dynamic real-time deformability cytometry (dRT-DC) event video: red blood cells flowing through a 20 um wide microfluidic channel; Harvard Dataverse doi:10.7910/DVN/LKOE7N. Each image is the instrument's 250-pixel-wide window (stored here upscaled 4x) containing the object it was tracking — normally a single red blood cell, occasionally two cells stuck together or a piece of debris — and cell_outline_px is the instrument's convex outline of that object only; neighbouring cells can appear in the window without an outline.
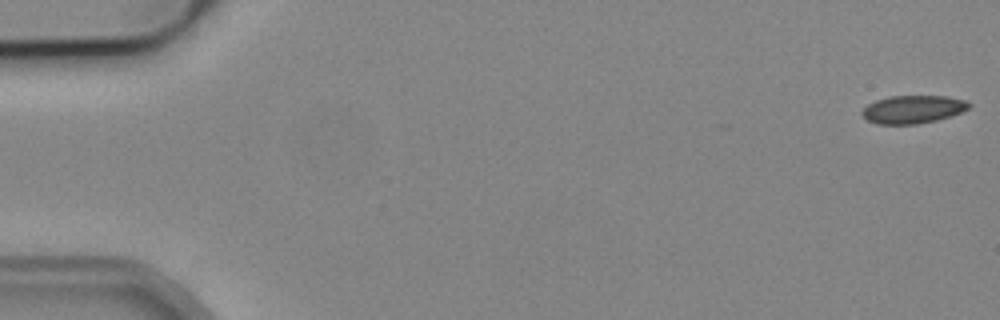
{"species": "common noctule bat (a hibernating species)", "species_latin": "Nyctalus noctula", "temperature_condition": "cold", "stored_images_in_passage": 10, "camera_frame_rate_fps": 3000, "um_per_image_px": 0.085, "animal": {"sex": "male", "body_mass_g": 19.2, "forearm_length_mm": 51.8}, "frame": {"image": 1, "passage_image": 1, "time_ms": 0.0, "image_size_px": [1000, 320], "cell_outline_px": [[972, 104], [968, 108], [960, 112], [936, 120], [916, 124], [876, 124], [868, 120], [860, 112], [868, 104], [876, 100], [888, 96], [948, 96], [964, 100]], "centroid_in_image_um": [77.57, 9.29], "position_along_channel_um": 7.4, "area_um2": 17.28}}